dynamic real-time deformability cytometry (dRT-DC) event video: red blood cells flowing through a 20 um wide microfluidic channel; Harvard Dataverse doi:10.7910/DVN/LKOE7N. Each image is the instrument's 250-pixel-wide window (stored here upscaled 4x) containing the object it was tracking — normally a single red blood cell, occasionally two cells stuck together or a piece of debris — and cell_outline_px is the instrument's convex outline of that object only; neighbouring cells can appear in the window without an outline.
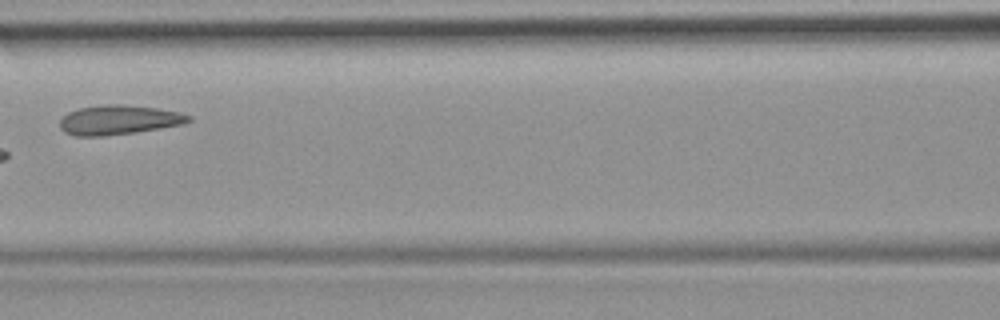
{"species": "common noctule bat (a hibernating species)", "species_latin": "Nyctalus noctula", "temperature_condition": "room temperature", "stored_images_in_passage": 5, "camera_frame_rate_fps": 3000, "um_per_image_px": 0.085, "animal": {"sex": "female", "body_mass_g": 19.9}, "frame": {"image": 1, "passage_image": 4, "time_ms": 3.333, "image_size_px": [1000, 320], "cell_outline_px": [[192, 120], [184, 124], [136, 132], [104, 136], [76, 136], [64, 132], [60, 128], [60, 120], [68, 112], [80, 108], [104, 104], [124, 104], [156, 108], [180, 112], [192, 116]], "centroid_in_image_um": [10.11, 10.19], "position_along_channel_um": 156.5, "area_um2": 22.2}}
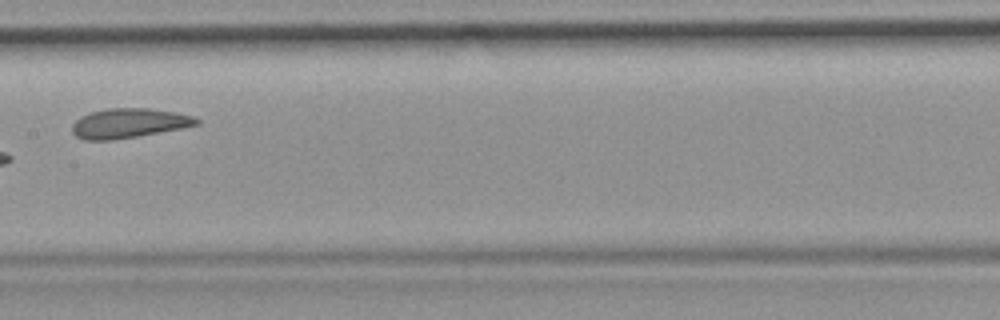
{"frame": {"image": 2, "passage_image": 5, "time_ms": 4.333, "image_size_px": [1000, 320], "cell_outline_px": [[200, 124], [180, 128], [136, 136], [112, 140], [84, 140], [76, 136], [72, 132], [72, 124], [80, 116], [92, 112], [108, 108], [148, 108], [176, 112], [192, 116], [200, 120]], "centroid_in_image_um": [10.92, 10.47], "position_along_channel_um": 196.5, "area_um2": 21.27}}